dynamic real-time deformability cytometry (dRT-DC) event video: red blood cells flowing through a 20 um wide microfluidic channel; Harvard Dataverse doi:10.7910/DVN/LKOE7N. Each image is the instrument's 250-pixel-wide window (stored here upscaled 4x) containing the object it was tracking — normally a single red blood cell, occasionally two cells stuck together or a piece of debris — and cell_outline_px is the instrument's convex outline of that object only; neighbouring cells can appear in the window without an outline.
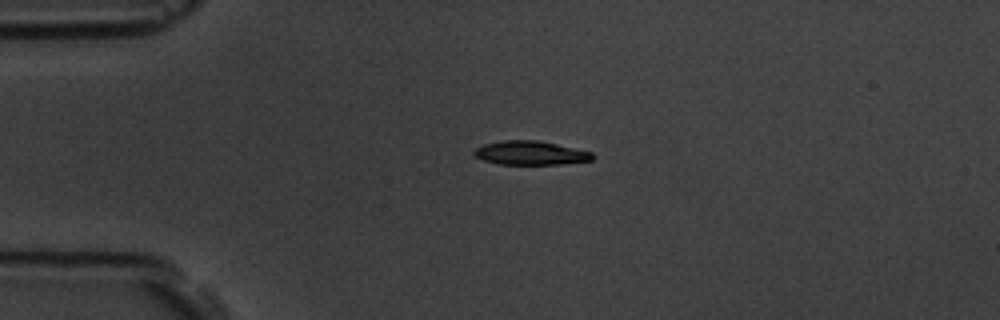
{"species": "common noctule bat (a hibernating species)", "species_latin": "Nyctalus noctula", "temperature_condition": "room temperature", "stored_images_in_passage": 5, "camera_frame_rate_fps": 3000, "um_per_image_px": 0.085, "animal": {"sex": "male", "body_mass_g": 19.5, "forearm_length_mm": 54.6}, "frame": {"image": 1, "passage_image": 3, "time_ms": 3.0, "image_size_px": [1000, 320], "cell_outline_px": [[596, 156], [592, 160], [560, 164], [500, 164], [484, 160], [476, 156], [472, 152], [476, 148], [484, 144], [504, 140], [536, 140], [556, 144], [592, 152]], "centroid_in_image_um": [45.1, 13.0], "position_along_channel_um": 39.9, "area_um2": 16.3}}
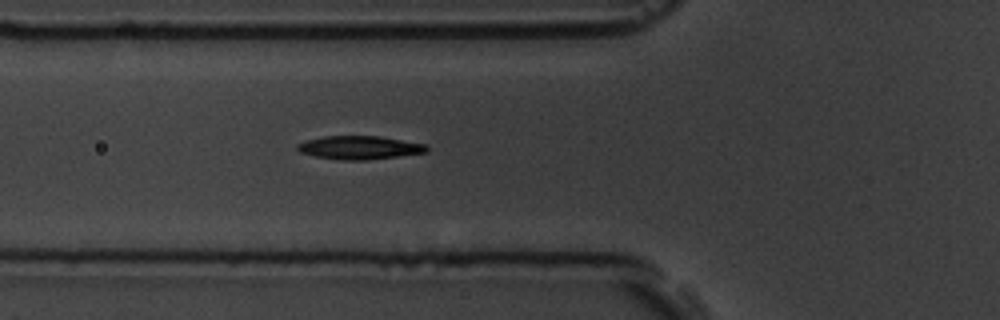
{"frame": {"image": 2, "passage_image": 5, "time_ms": 5.333, "image_size_px": [1000, 320], "cell_outline_px": [[428, 152], [400, 156], [368, 160], [344, 160], [316, 156], [300, 152], [296, 148], [296, 144], [308, 140], [324, 136], [380, 136], [428, 144]], "centroid_in_image_um": [30.61, 12.54], "position_along_channel_um": 95.2, "area_um2": 17.69}}